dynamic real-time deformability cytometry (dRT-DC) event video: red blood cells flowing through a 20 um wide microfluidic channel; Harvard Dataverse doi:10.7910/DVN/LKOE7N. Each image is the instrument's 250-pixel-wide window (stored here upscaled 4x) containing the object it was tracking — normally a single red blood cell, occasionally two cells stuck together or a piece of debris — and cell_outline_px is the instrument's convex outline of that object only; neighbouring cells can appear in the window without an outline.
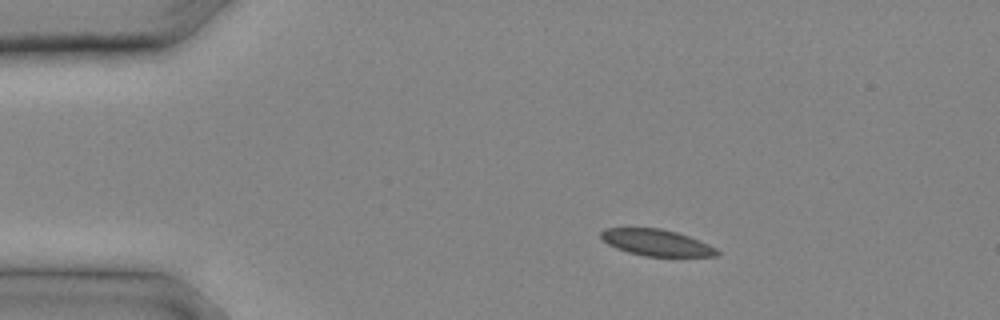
{"species": "common noctule bat (a hibernating species)", "species_latin": "Nyctalus noctula", "temperature_condition": "cold", "stored_images_in_passage": 9, "camera_frame_rate_fps": 3000, "um_per_image_px": 0.085, "animal": {"sex": "male", "body_mass_g": 20.4}, "frame": {"image": 1, "passage_image": 1, "time_ms": 0.0, "image_size_px": [1000, 320], "cell_outline_px": [[720, 252], [716, 256], [644, 256], [628, 252], [616, 248], [608, 244], [600, 236], [600, 232], [604, 228], [660, 228], [676, 232], [688, 236], [708, 244], [716, 248]], "centroid_in_image_um": [55.78, 20.62], "position_along_channel_um": 29.2, "area_um2": 17.74}}
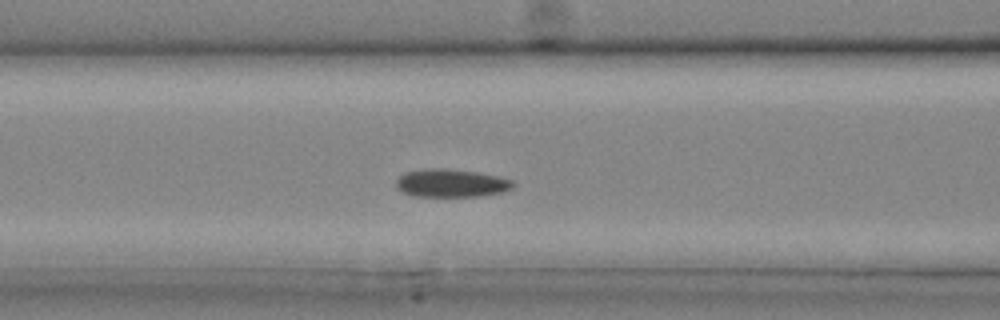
{"frame": {"image": 2, "passage_image": 7, "time_ms": 2.0, "image_size_px": [1000, 320], "cell_outline_px": [[516, 184], [512, 188], [500, 192], [480, 196], [412, 196], [396, 188], [396, 180], [404, 172], [424, 168], [444, 168], [476, 172], [496, 176], [512, 180]], "centroid_in_image_um": [38.31, 15.56], "position_along_channel_um": 128.3, "area_um2": 19.07}}
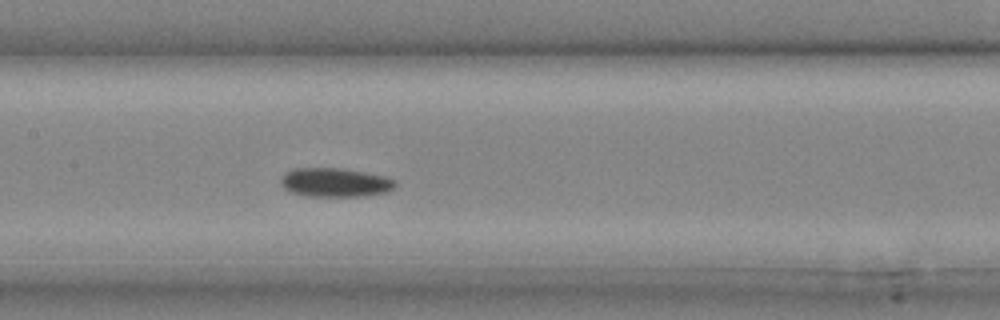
{"frame": {"image": 3, "passage_image": 9, "time_ms": 2.667, "image_size_px": [1000, 320], "cell_outline_px": [[396, 184], [388, 192], [364, 196], [304, 196], [292, 192], [284, 188], [280, 184], [280, 176], [284, 172], [292, 168], [344, 168], [384, 176], [396, 180]], "centroid_in_image_um": [28.44, 15.5], "position_along_channel_um": 179.0, "area_um2": 19.54}}